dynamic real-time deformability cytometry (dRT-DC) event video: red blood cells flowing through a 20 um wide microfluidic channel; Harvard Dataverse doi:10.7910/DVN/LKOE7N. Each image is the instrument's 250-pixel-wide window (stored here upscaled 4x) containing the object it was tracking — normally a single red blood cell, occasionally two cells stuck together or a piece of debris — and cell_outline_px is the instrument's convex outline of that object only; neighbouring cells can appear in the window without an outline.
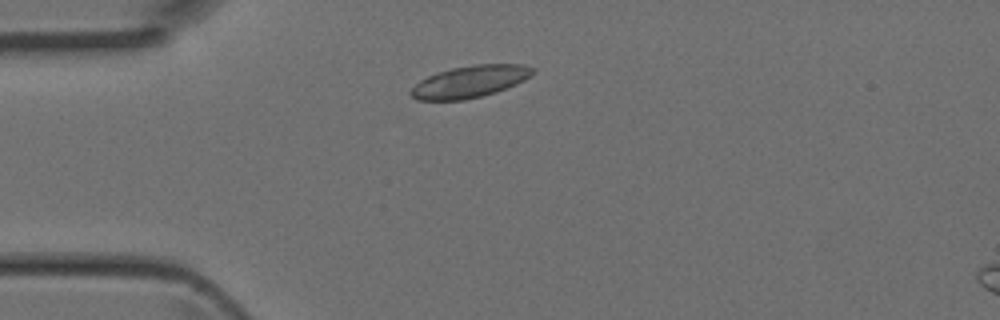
{"species": "Egyptian fruit bat (a non-hibernating species)", "species_latin": "Rousettus aegyptiacus", "temperature_condition": "room temperature", "stored_images_in_passage": 1, "camera_frame_rate_fps": 3000, "um_per_image_px": 0.085, "animal": {"sex": "female"}, "frame": {"image": 1, "passage_image": 1, "time_ms": 0.0, "image_size_px": [1000, 320], "cell_outline_px": [[536, 72], [532, 76], [516, 84], [496, 92], [464, 100], [416, 100], [408, 92], [420, 80], [436, 72], [452, 68], [472, 64], [524, 64], [536, 68]], "centroid_in_image_um": [39.97, 6.92], "position_along_channel_um": 45.0, "area_um2": 22.89}}